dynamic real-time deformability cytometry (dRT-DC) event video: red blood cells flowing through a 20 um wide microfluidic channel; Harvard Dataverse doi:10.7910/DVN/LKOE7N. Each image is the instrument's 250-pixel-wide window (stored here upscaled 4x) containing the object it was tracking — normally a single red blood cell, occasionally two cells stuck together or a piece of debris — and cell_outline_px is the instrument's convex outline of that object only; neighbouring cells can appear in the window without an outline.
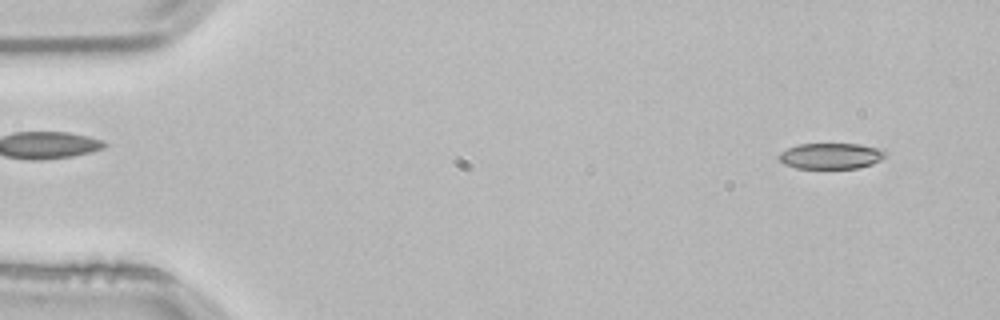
{"species": "common noctule bat (a hibernating species)", "species_latin": "Nyctalus noctula", "temperature_condition": "room temperature", "stored_images_in_passage": 52, "camera_frame_rate_fps": 3000, "um_per_image_px": 0.085, "animal": {"sex": "male", "body_mass_g": 21.5, "forearm_length_mm": 52.0}, "frame": {"image": 1, "passage_image": 3, "time_ms": 0.667, "image_size_px": [1000, 320], "cell_outline_px": [[888, 156], [872, 164], [856, 168], [796, 168], [784, 164], [776, 156], [780, 152], [796, 144], [860, 144], [884, 148], [888, 152]], "centroid_in_image_um": [70.67, 13.24], "position_along_channel_um": 14.3, "area_um2": 16.36}}
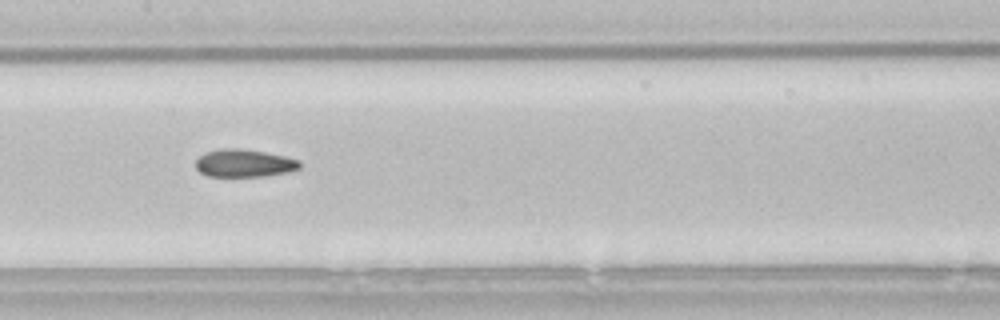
{"frame": {"image": 2, "passage_image": 25, "time_ms": 8.0, "image_size_px": [1000, 320], "cell_outline_px": [[300, 168], [288, 172], [264, 176], [208, 176], [200, 172], [196, 168], [196, 160], [204, 152], [220, 148], [244, 148], [284, 156], [300, 160]], "centroid_in_image_um": [20.74, 13.86], "position_along_channel_um": 186.7, "area_um2": 16.88}}
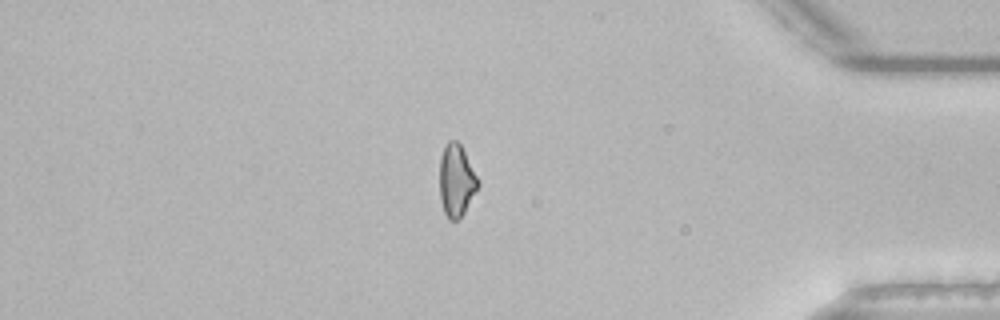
{"frame": {"image": 3, "passage_image": 44, "time_ms": 14.333, "image_size_px": [1000, 320], "cell_outline_px": [[480, 184], [464, 212], [456, 220], [448, 220], [444, 212], [440, 200], [440, 156], [444, 144], [448, 140], [456, 140], [460, 144], [480, 180]], "centroid_in_image_um": [38.78, 15.31], "position_along_channel_um": 396.4, "area_um2": 16.24}, "authors_computed_cell_mechanics": {"area_um2": 16.6464, "velocity_mm_per_s": 3.8382, "shape_relaxation_time_tau1_ms": null, "shape_relaxation_time_tau2_ms": 2.8799, "deformation_change_tau1": null, "deformation_change_tau2": 0.0863}}